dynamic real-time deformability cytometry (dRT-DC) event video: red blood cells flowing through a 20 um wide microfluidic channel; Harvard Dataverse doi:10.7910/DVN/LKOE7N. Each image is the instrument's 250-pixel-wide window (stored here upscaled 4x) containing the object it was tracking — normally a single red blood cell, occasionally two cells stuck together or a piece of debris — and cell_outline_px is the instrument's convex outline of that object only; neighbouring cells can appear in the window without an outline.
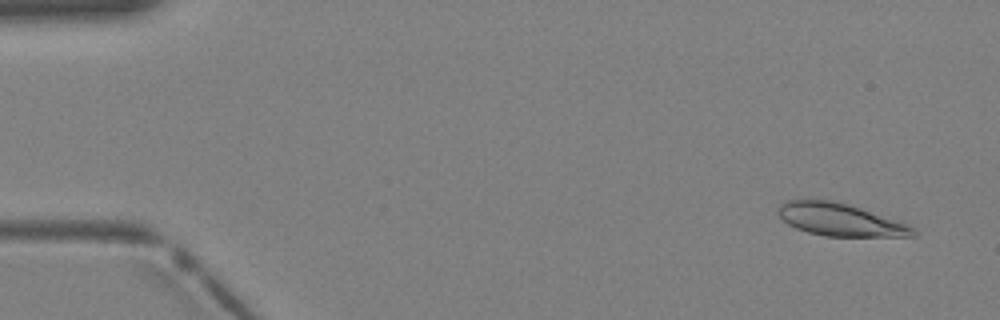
{"species": "Egyptian fruit bat (a non-hibernating species)", "species_latin": "Rousettus aegyptiacus", "temperature_condition": "warm", "stored_images_in_passage": 4, "camera_frame_rate_fps": 3000, "um_per_image_px": 0.085, "animal": {"sex": "female"}, "frame": {"image": 1, "passage_image": 1, "time_ms": 0.0, "image_size_px": [1000, 320], "cell_outline_px": [[916, 236], [824, 236], [808, 232], [796, 228], [788, 224], [776, 212], [780, 204], [784, 200], [816, 196], [848, 204], [860, 208], [904, 224], [912, 228], [916, 232]], "centroid_in_image_um": [71.25, 18.62], "position_along_channel_um": 13.8, "area_um2": 25.72}}
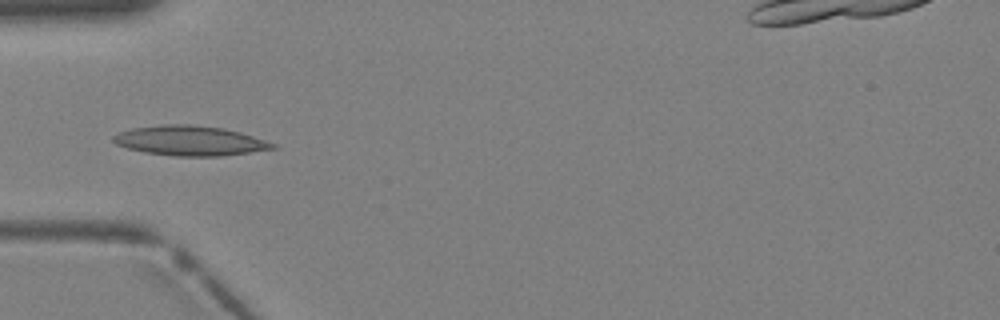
{"frame": {"image": 2, "passage_image": 4, "time_ms": 1.0, "image_size_px": [1000, 320], "cell_outline_px": [[276, 148], [220, 156], [176, 156], [144, 152], [128, 148], [116, 144], [112, 140], [112, 136], [120, 132], [132, 128], [160, 124], [192, 124], [224, 128], [240, 132], [276, 144]], "centroid_in_image_um": [16.11, 11.95], "position_along_channel_um": 68.9, "area_um2": 27.57}}